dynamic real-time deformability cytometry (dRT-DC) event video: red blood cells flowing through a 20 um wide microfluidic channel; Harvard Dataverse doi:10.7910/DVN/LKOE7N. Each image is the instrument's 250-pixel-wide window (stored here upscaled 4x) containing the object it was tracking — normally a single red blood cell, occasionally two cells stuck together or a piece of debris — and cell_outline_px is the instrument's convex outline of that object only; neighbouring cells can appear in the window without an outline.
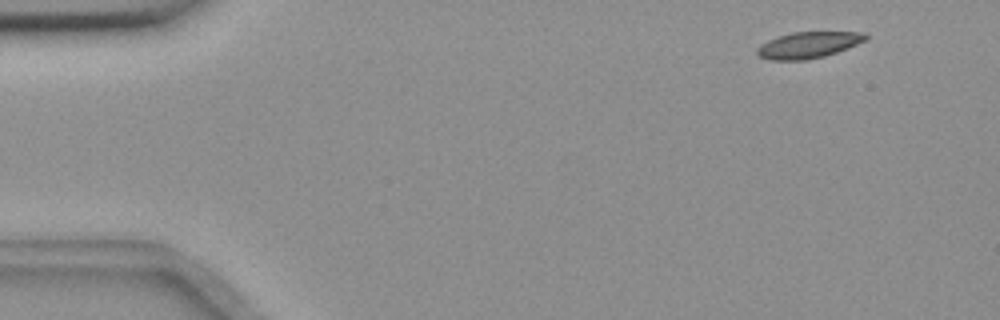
{"species": "common noctule bat (a hibernating species)", "species_latin": "Nyctalus noctula", "temperature_condition": "room temperature", "stored_images_in_passage": 55, "camera_frame_rate_fps": 3000, "um_per_image_px": 0.085, "animal": {"sex": "female", "body_mass_g": 18.4}, "frame": {"image": 1, "passage_image": 4, "time_ms": 1.0, "image_size_px": [1000, 320], "cell_outline_px": [[868, 40], [836, 52], [824, 56], [808, 60], [772, 60], [760, 56], [756, 52], [756, 48], [760, 44], [776, 36], [792, 32], [864, 32], [868, 36]], "centroid_in_image_um": [68.7, 3.82], "position_along_channel_um": 16.3, "area_um2": 16.7}}
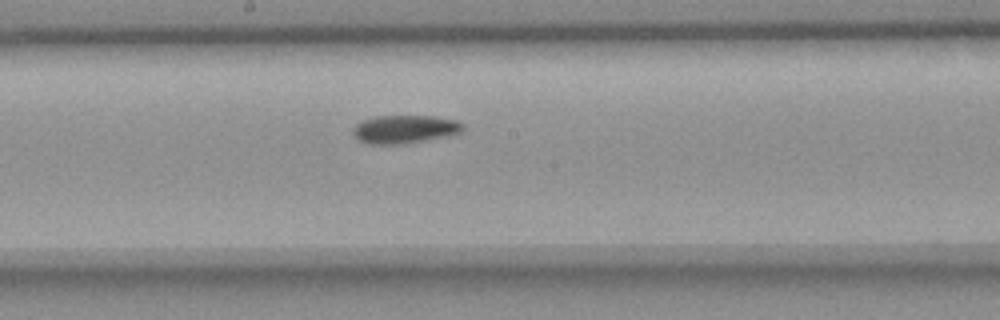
{"frame": {"image": 2, "passage_image": 29, "time_ms": 9.333, "image_size_px": [1000, 320], "cell_outline_px": [[464, 128], [460, 132], [448, 136], [404, 144], [368, 144], [356, 140], [352, 132], [352, 128], [356, 124], [364, 120], [376, 116], [432, 116], [456, 120], [464, 124]], "centroid_in_image_um": [34.37, 10.99], "position_along_channel_um": 213.8, "area_um2": 18.21}}
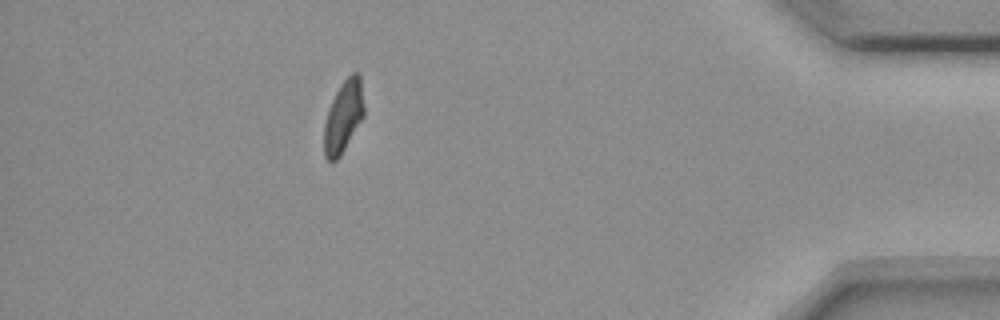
{"frame": {"image": 3, "passage_image": 49, "time_ms": 16.0, "image_size_px": [1000, 320], "cell_outline_px": [[364, 116], [340, 156], [332, 164], [324, 156], [324, 124], [332, 100], [340, 84], [352, 72], [360, 72], [364, 108]], "centroid_in_image_um": [29.19, 9.91], "position_along_channel_um": 406.0, "area_um2": 16.76}, "authors_computed_cell_mechanics": {"area_um2": 17.629, "velocity_mm_per_s": 3.6275, "shape_relaxation_time_tau1_ms": 9.1277, "shape_relaxation_time_tau2_ms": null, "deformation_change_tau1": 0.1654, "deformation_change_tau2": null}}